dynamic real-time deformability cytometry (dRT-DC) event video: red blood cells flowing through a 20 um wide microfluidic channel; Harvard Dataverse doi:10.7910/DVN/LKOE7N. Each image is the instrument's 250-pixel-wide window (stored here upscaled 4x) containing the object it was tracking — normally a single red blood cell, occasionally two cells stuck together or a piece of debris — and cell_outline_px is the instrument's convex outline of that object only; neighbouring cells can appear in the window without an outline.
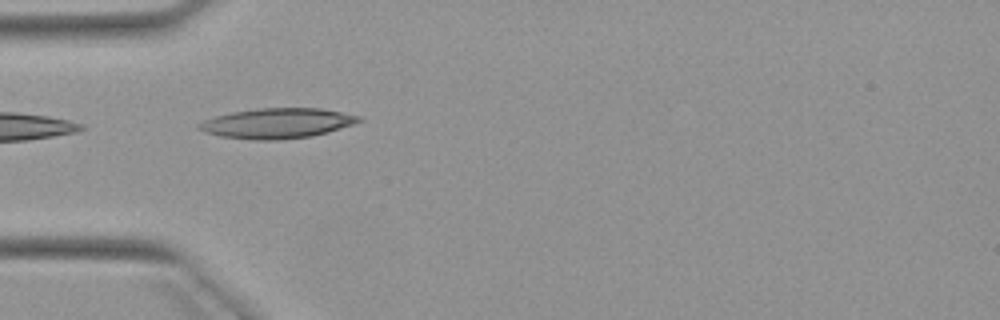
{"species": "Egyptian fruit bat (a non-hibernating species)", "species_latin": "Rousettus aegyptiacus", "temperature_condition": "warm", "stored_images_in_passage": 2, "camera_frame_rate_fps": 3000, "um_per_image_px": 0.085, "animal": {"sex": "female"}, "frame": {"image": 1, "passage_image": 1, "time_ms": 0.0, "image_size_px": [1000, 320], "cell_outline_px": [[364, 120], [328, 132], [312, 136], [280, 140], [256, 140], [220, 136], [204, 132], [196, 128], [196, 124], [204, 120], [216, 116], [232, 112], [256, 108], [320, 108], [360, 116]], "centroid_in_image_um": [23.53, 10.48], "position_along_channel_um": 61.5, "area_um2": 28.09}}
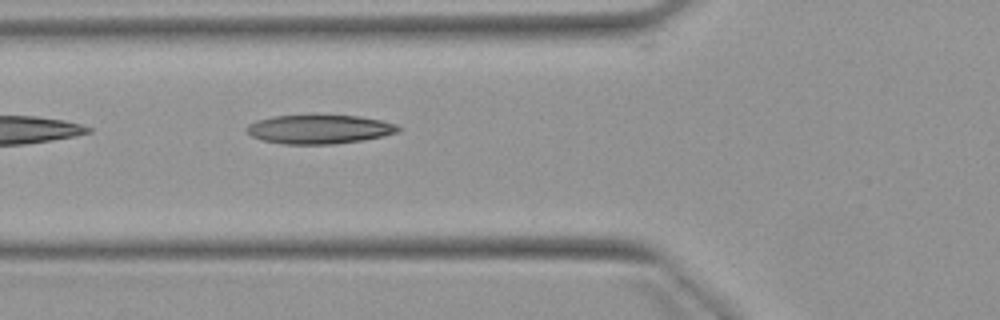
{"frame": {"image": 2, "passage_image": 2, "time_ms": 1.0, "image_size_px": [1000, 320], "cell_outline_px": [[404, 128], [400, 132], [384, 136], [364, 140], [332, 144], [284, 144], [264, 140], [252, 136], [244, 128], [248, 124], [256, 120], [272, 116], [360, 116], [380, 120], [396, 124]], "centroid_in_image_um": [27.18, 10.99], "position_along_channel_um": 98.6, "area_um2": 25.55}}